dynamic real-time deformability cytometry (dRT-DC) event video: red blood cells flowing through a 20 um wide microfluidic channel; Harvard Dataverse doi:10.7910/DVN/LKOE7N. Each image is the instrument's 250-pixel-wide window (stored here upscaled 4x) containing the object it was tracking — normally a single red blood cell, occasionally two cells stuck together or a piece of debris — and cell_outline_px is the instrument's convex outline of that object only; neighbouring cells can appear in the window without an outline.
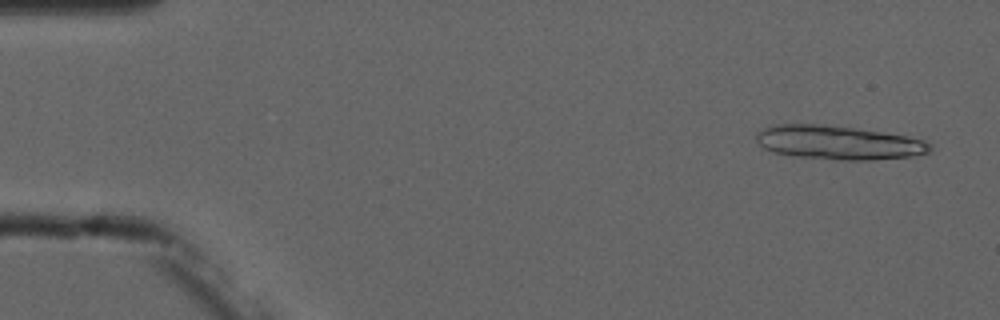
{"species": "common noctule bat (a hibernating species)", "species_latin": "Nyctalus noctula", "temperature_condition": "cold", "stored_images_in_passage": 14, "segment_of_instrument_passage": [1, 2], "camera_frame_rate_fps": 3000, "um_per_image_px": 0.085, "animal": {"sex": "male", "forearm_length_mm": 52.5}, "frame": {"image": 1, "passage_image": 1, "time_ms": 0.0, "image_size_px": [1000, 320], "cell_outline_px": [[932, 148], [928, 152], [912, 156], [872, 160], [836, 160], [796, 156], [776, 152], [764, 148], [756, 140], [756, 132], [764, 128], [776, 124], [824, 124], [908, 136], [924, 140], [932, 144]], "centroid_in_image_um": [71.27, 12.12], "position_along_channel_um": 13.7, "area_um2": 34.16}}